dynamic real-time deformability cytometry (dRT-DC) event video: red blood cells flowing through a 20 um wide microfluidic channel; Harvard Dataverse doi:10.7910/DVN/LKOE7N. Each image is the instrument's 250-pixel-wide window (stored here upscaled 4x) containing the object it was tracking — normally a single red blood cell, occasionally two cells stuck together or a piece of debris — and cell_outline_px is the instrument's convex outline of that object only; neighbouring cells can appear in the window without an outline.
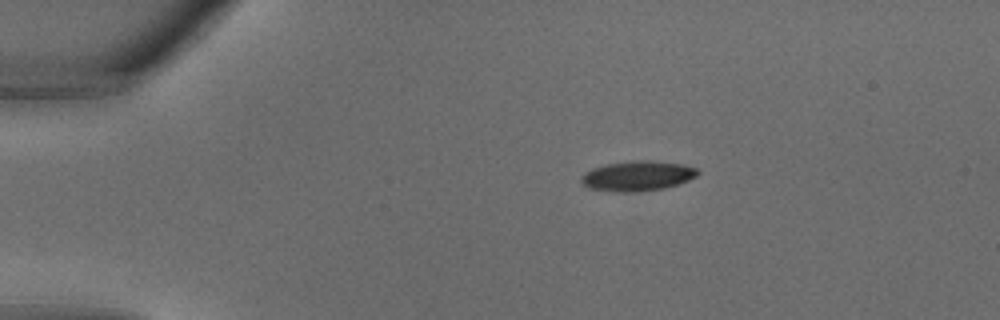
{"species": "common noctule bat (a hibernating species)", "species_latin": "Nyctalus noctula", "temperature_condition": "warm", "stored_images_in_passage": 28, "camera_frame_rate_fps": 3000, "um_per_image_px": 0.085, "animal": {"sex": "male", "body_mass_g": 18.8}, "frame": {"image": 1, "passage_image": 1, "time_ms": 0.0, "image_size_px": [1000, 320], "cell_outline_px": [[700, 172], [696, 176], [688, 180], [664, 188], [636, 192], [612, 192], [588, 188], [580, 180], [580, 176], [584, 172], [592, 168], [608, 164], [636, 160], [648, 160], [684, 164], [696, 168]], "centroid_in_image_um": [54.16, 14.96], "position_along_channel_um": 30.8, "area_um2": 20.4}}
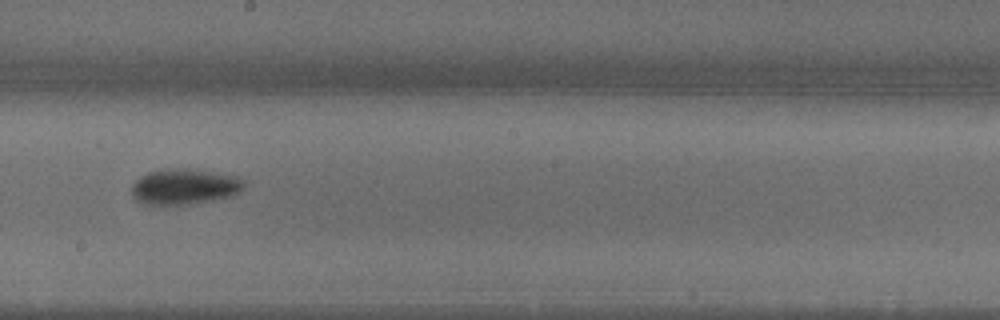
{"frame": {"image": 2, "passage_image": 14, "time_ms": 4.333, "image_size_px": [1000, 320], "cell_outline_px": [[244, 188], [232, 196], [188, 204], [144, 204], [136, 200], [132, 192], [132, 184], [140, 176], [148, 172], [168, 168], [188, 168], [236, 176], [244, 180]], "centroid_in_image_um": [15.67, 15.85], "position_along_channel_um": 232.5, "area_um2": 23.18}}
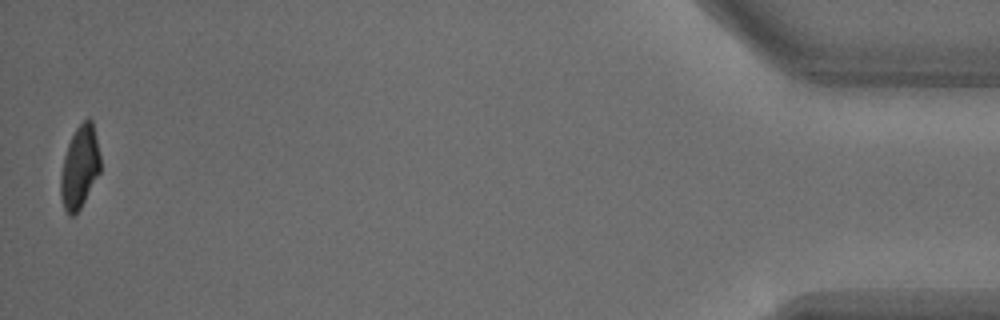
{"frame": {"image": 3, "passage_image": 28, "time_ms": 9.0, "image_size_px": [1000, 320], "cell_outline_px": [[100, 172], [80, 208], [72, 216], [68, 216], [64, 208], [60, 196], [60, 176], [64, 156], [68, 144], [76, 128], [88, 116], [92, 120], [100, 156]], "centroid_in_image_um": [6.76, 14.21], "position_along_channel_um": 428.4, "area_um2": 18.96}}